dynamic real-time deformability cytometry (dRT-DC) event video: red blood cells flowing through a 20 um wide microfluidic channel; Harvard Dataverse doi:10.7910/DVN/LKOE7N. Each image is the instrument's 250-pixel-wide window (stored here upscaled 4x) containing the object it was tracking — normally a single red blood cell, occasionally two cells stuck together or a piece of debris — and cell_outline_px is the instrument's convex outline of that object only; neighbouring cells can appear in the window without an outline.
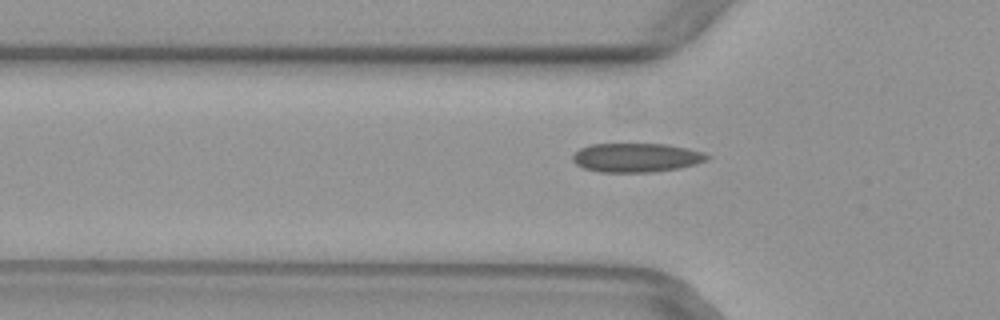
{"species": "common noctule bat (a hibernating species)", "species_latin": "Nyctalus noctula", "temperature_condition": "warm", "stored_images_in_passage": 39, "camera_frame_rate_fps": 3000, "um_per_image_px": 0.085, "animal": {"sex": "female", "body_mass_g": 29.2, "forearm_length_mm": 56.3}, "frame": {"image": 1, "passage_image": 9, "time_ms": 2.667, "image_size_px": [1000, 320], "cell_outline_px": [[708, 160], [696, 164], [680, 168], [652, 172], [600, 172], [584, 168], [576, 164], [572, 160], [572, 156], [580, 148], [592, 144], [668, 144], [688, 148], [704, 152], [708, 156]], "centroid_in_image_um": [54.1, 13.4], "position_along_channel_um": 71.7, "area_um2": 22.77}}
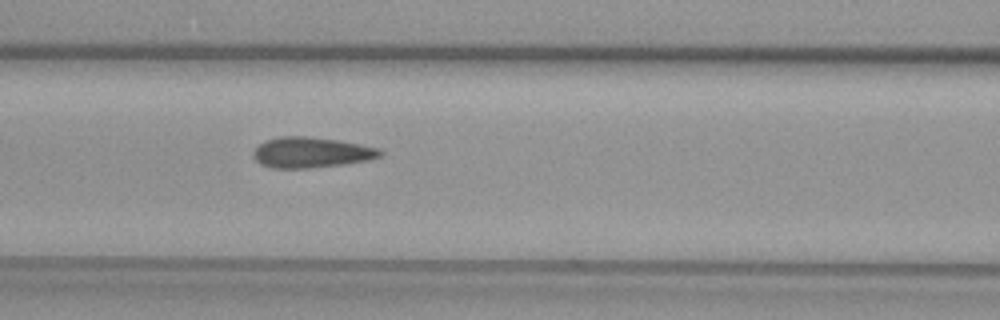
{"frame": {"image": 2, "passage_image": 14, "time_ms": 4.333, "image_size_px": [1000, 320], "cell_outline_px": [[384, 152], [380, 156], [368, 160], [344, 164], [308, 168], [268, 168], [260, 164], [252, 156], [252, 152], [264, 140], [280, 136], [304, 136], [340, 140], [380, 148]], "centroid_in_image_um": [26.44, 12.96], "position_along_channel_um": 140.2, "area_um2": 22.77}}
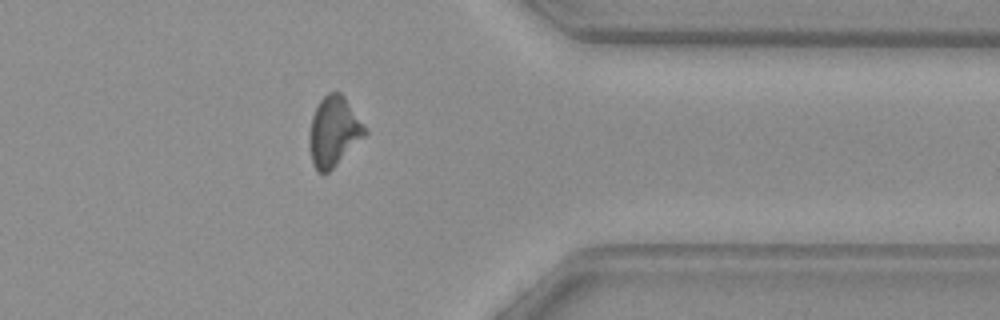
{"frame": {"image": 3, "passage_image": 33, "time_ms": 10.667, "image_size_px": [1000, 320], "cell_outline_px": [[368, 132], [328, 172], [316, 172], [312, 164], [308, 144], [308, 136], [312, 116], [320, 100], [328, 92], [340, 92], [344, 96]], "centroid_in_image_um": [28.32, 11.18], "position_along_channel_um": 383.1, "area_um2": 22.25}}